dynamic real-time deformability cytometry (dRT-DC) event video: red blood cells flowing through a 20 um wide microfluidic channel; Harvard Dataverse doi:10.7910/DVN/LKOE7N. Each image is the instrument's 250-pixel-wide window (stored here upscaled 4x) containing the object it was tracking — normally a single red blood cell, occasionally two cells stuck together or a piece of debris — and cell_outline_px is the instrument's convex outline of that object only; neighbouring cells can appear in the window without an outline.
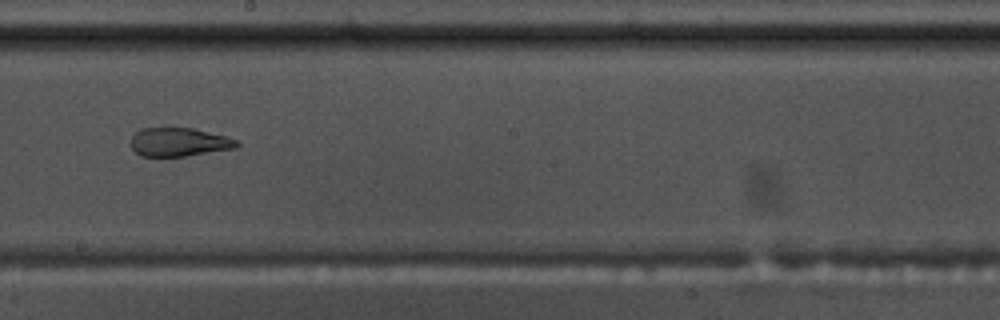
{"species": "common noctule bat (a hibernating species)", "species_latin": "Nyctalus noctula", "temperature_condition": "warm", "stored_images_in_passage": 40, "camera_frame_rate_fps": 3000, "um_per_image_px": 0.085, "animal": {"sex": "male", "body_mass_g": 17.5, "forearm_length_mm": 52.3}, "frame": {"image": 1, "passage_image": 33, "time_ms": 10.667, "image_size_px": [1000, 320], "cell_outline_px": [[240, 144], [236, 148], [184, 156], [140, 156], [132, 148], [132, 136], [140, 128], [192, 128], [228, 136], [236, 140]], "centroid_in_image_um": [15.23, 12.07], "position_along_channel_um": 233.0, "area_um2": 17.57}}